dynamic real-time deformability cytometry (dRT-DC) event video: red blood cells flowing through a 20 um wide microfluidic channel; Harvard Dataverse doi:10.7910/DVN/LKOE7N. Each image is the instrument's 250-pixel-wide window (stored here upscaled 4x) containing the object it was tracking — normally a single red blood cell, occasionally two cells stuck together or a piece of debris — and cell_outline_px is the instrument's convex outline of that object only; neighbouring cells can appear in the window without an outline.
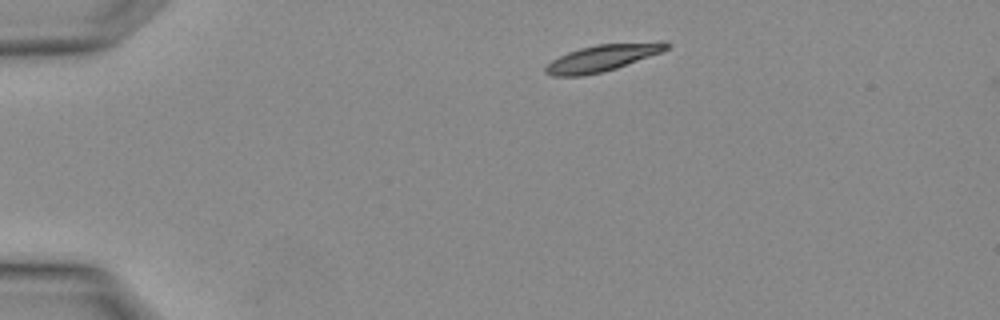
{"species": "Egyptian fruit bat (a non-hibernating species)", "species_latin": "Rousettus aegyptiacus", "temperature_condition": "warm", "stored_images_in_passage": 2, "camera_frame_rate_fps": 3000, "um_per_image_px": 0.085, "animal": {"sex": "female"}, "frame": {"image": 1, "passage_image": 2, "time_ms": 0.333, "image_size_px": [1000, 320], "cell_outline_px": [[672, 44], [664, 52], [604, 72], [584, 76], [552, 76], [544, 72], [544, 68], [552, 60], [568, 52], [580, 48], [596, 44], [660, 40], [664, 40]], "centroid_in_image_um": [51.3, 4.9], "position_along_channel_um": 33.7, "area_um2": 19.36}}